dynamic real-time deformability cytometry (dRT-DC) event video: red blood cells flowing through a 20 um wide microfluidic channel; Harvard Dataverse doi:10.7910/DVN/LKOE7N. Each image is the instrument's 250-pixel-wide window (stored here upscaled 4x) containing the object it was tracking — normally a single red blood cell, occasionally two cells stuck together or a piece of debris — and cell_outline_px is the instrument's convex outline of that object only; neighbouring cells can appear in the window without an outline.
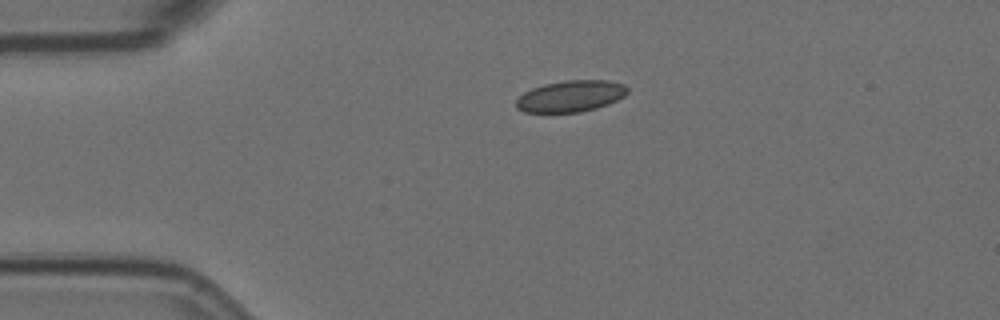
{"species": "Egyptian fruit bat (a non-hibernating species)", "species_latin": "Rousettus aegyptiacus", "temperature_condition": "room temperature", "stored_images_in_passage": 3, "camera_frame_rate_fps": 3000, "um_per_image_px": 0.085, "animal": {"sex": "female"}, "frame": {"image": 1, "passage_image": 1, "time_ms": 0.0, "image_size_px": [1000, 320], "cell_outline_px": [[628, 92], [624, 96], [608, 104], [596, 108], [580, 112], [524, 112], [516, 108], [516, 100], [524, 92], [532, 88], [544, 84], [564, 80], [608, 80], [624, 84], [628, 88]], "centroid_in_image_um": [48.51, 8.16], "position_along_channel_um": 36.5, "area_um2": 20.4}}
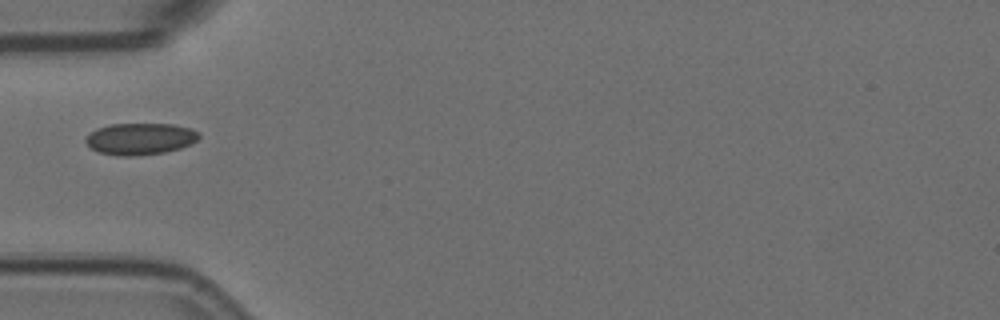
{"frame": {"image": 2, "passage_image": 3, "time_ms": 0.667, "image_size_px": [1000, 320], "cell_outline_px": [[200, 136], [192, 144], [180, 148], [164, 152], [132, 156], [120, 156], [100, 152], [92, 148], [84, 140], [96, 128], [108, 124], [172, 124], [188, 128], [200, 132]], "centroid_in_image_um": [11.93, 11.79], "position_along_channel_um": 73.1, "area_um2": 20.75}}